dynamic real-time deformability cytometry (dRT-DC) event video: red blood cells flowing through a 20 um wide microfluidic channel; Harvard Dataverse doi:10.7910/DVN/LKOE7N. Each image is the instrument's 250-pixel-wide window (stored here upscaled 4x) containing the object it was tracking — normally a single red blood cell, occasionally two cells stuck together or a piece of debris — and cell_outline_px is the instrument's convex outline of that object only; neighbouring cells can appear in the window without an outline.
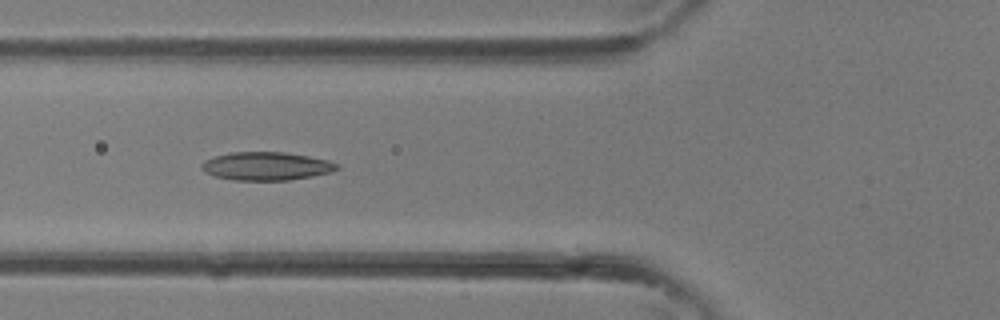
{"species": "common noctule bat (a hibernating species)", "species_latin": "Nyctalus noctula", "temperature_condition": "room temperature", "stored_images_in_passage": 6, "camera_frame_rate_fps": 3000, "um_per_image_px": 0.085, "animal": {"sex": "female"}, "frame": {"image": 1, "passage_image": 5, "time_ms": 1.333, "image_size_px": [1000, 320], "cell_outline_px": [[340, 168], [332, 172], [312, 176], [288, 180], [236, 180], [216, 176], [204, 172], [200, 168], [200, 164], [216, 156], [232, 152], [284, 152], [308, 156], [328, 160], [340, 164]], "centroid_in_image_um": [22.68, 14.12], "position_along_channel_um": 103.1, "area_um2": 22.2}}